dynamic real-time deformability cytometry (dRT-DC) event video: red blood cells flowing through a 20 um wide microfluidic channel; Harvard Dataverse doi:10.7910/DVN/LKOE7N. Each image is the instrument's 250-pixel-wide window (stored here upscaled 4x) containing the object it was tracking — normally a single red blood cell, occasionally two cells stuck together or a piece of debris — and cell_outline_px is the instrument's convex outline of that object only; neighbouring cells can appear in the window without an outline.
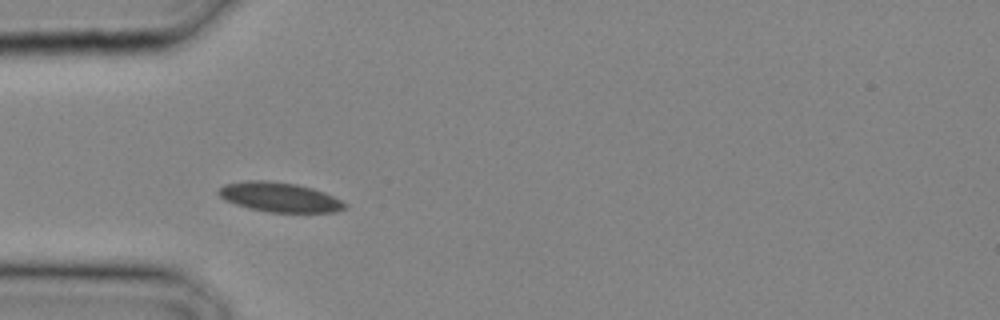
{"species": "common noctule bat (a hibernating species)", "species_latin": "Nyctalus noctula", "temperature_condition": "cold", "stored_images_in_passage": 3, "camera_frame_rate_fps": 3000, "um_per_image_px": 0.085, "animal": {"sex": "male", "body_mass_g": 20.4}, "frame": {"image": 1, "passage_image": 1, "time_ms": 0.0, "image_size_px": [1000, 320], "cell_outline_px": [[348, 204], [344, 208], [336, 212], [268, 212], [236, 204], [224, 200], [216, 192], [224, 184], [248, 180], [264, 180], [296, 184], [312, 188], [324, 192]], "centroid_in_image_um": [23.74, 16.75], "position_along_channel_um": 61.3, "area_um2": 21.56}}
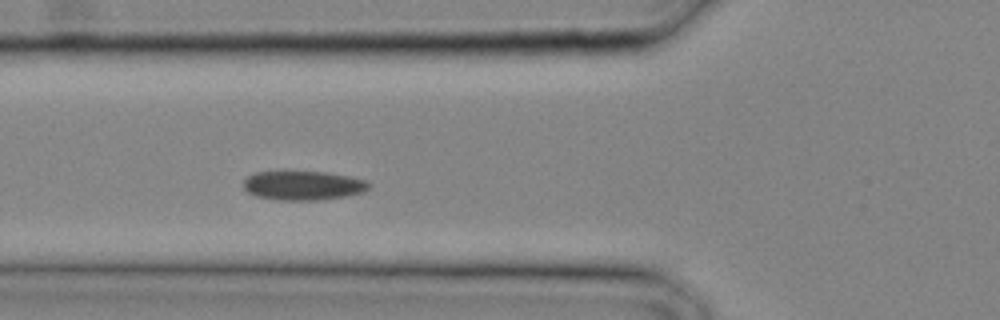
{"frame": {"image": 2, "passage_image": 3, "time_ms": 0.667, "image_size_px": [1000, 320], "cell_outline_px": [[368, 188], [364, 192], [348, 196], [316, 200], [276, 200], [256, 196], [248, 192], [244, 188], [244, 180], [248, 176], [256, 172], [328, 172], [348, 176], [364, 180], [368, 184]], "centroid_in_image_um": [25.75, 15.77], "position_along_channel_um": 100.0, "area_um2": 21.15}}